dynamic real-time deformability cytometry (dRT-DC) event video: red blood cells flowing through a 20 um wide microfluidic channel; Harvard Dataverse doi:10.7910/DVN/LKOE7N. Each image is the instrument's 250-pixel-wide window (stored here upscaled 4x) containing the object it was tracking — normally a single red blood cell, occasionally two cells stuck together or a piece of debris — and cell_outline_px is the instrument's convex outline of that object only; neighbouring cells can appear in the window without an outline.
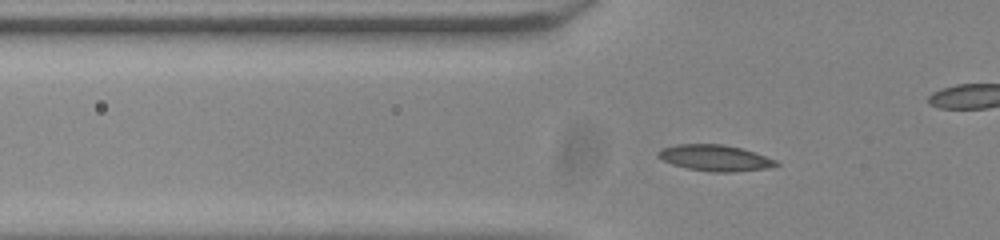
{"species": "common noctule bat (a hibernating species)", "species_latin": "Nyctalus noctula", "temperature_condition": "room temperature", "stored_images_in_passage": 52, "camera_frame_rate_fps": 3000, "um_per_image_px": 0.085, "animal": {"sex": "male", "body_mass_g": 20.0, "forearm_length_mm": 53.3}, "frame": {"image": 1, "passage_image": 16, "time_ms": 5.0, "image_size_px": [1000, 240], "cell_outline_px": [[780, 164], [768, 168], [732, 172], [712, 172], [688, 168], [672, 164], [656, 156], [656, 152], [660, 148], [676, 144], [724, 144], [756, 152], [776, 160]], "centroid_in_image_um": [60.76, 13.41], "position_along_channel_um": 65.0, "area_um2": 18.03}}
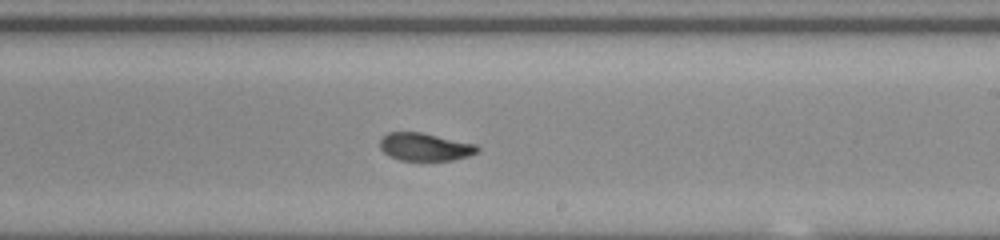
{"frame": {"image": 2, "passage_image": 31, "time_ms": 10.0, "image_size_px": [1000, 240], "cell_outline_px": [[480, 148], [476, 152], [468, 156], [452, 160], [400, 160], [388, 156], [380, 148], [380, 140], [388, 132], [420, 132], [476, 144]], "centroid_in_image_um": [36.1, 12.48], "position_along_channel_um": 252.9, "area_um2": 15.66}}
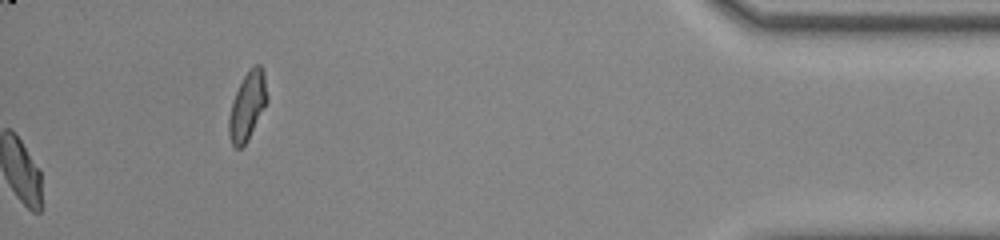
{"frame": {"image": 3, "passage_image": 52, "time_ms": 17.0, "image_size_px": [1000, 240], "cell_outline_px": [[268, 100], [248, 140], [240, 148], [236, 148], [232, 144], [228, 136], [228, 116], [232, 100], [244, 76], [256, 64], [260, 64], [264, 68], [268, 96]], "centroid_in_image_um": [21.03, 9.01], "position_along_channel_um": 414.2, "area_um2": 15.26}, "authors_computed_cell_mechanics": {"area_um2": 16.2707, "velocity_mm_per_s": 3.8494, "shape_relaxation_time_tau1_ms": 7.021, "shape_relaxation_time_tau2_ms": 0.9794, "deformation_change_tau1": 0.1924, "deformation_change_tau2": 0.0406}}